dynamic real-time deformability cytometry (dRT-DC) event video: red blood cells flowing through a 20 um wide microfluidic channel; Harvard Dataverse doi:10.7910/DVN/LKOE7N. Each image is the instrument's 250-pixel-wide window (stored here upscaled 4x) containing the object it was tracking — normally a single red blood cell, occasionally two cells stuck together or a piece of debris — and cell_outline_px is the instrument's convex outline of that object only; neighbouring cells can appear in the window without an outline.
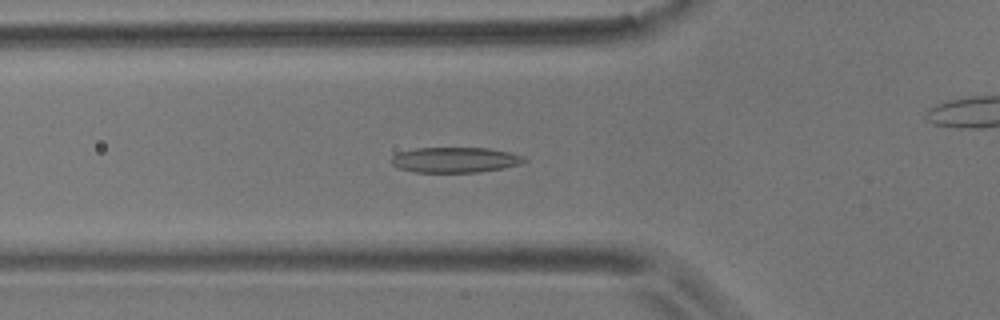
{"species": "common noctule bat (a hibernating species)", "species_latin": "Nyctalus noctula", "temperature_condition": "room temperature", "stored_images_in_passage": 43, "camera_frame_rate_fps": 3000, "um_per_image_px": 0.085, "animal": {"sex": "male", "body_mass_g": 17.9}, "frame": {"image": 1, "passage_image": 6, "time_ms": 1.667, "image_size_px": [1000, 320], "cell_outline_px": [[528, 160], [520, 164], [480, 172], [416, 172], [400, 168], [392, 164], [388, 160], [392, 156], [400, 152], [416, 148], [488, 148], [512, 152], [524, 156]], "centroid_in_image_um": [38.69, 13.58], "position_along_channel_um": 87.1, "area_um2": 19.65}}
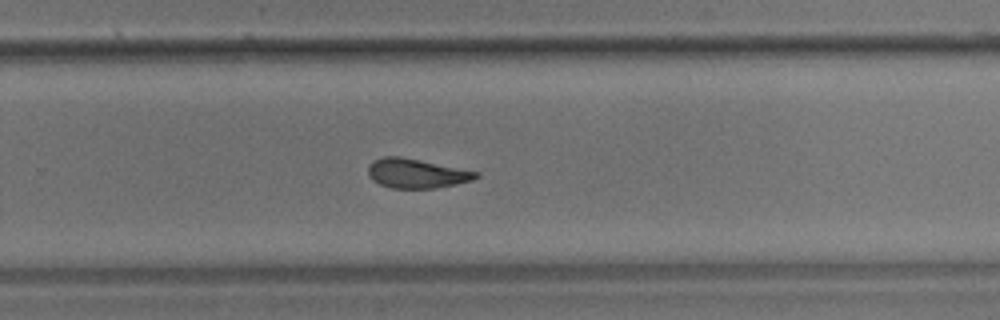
{"frame": {"image": 2, "passage_image": 23, "time_ms": 7.333, "image_size_px": [1000, 320], "cell_outline_px": [[480, 176], [472, 180], [456, 184], [436, 188], [392, 188], [380, 184], [372, 180], [368, 176], [368, 164], [372, 160], [384, 156], [400, 156], [480, 172]], "centroid_in_image_um": [35.38, 14.73], "position_along_channel_um": 294.4, "area_um2": 18.55}}
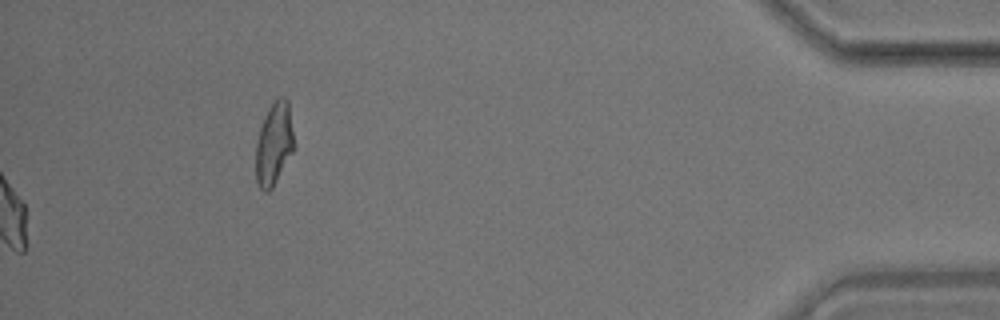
{"frame": {"image": 3, "passage_image": 43, "time_ms": 14.0, "image_size_px": [1000, 320], "cell_outline_px": [[292, 152], [272, 188], [268, 192], [264, 192], [260, 188], [256, 180], [256, 144], [260, 128], [268, 108], [280, 96], [284, 96], [288, 100], [292, 132]], "centroid_in_image_um": [23.26, 12.24], "position_along_channel_um": 411.9, "area_um2": 17.86}, "authors_computed_cell_mechanics": {"area_um2": 18.785, "velocity_mm_per_s": 3.6559, "shape_relaxation_time_tau1_ms": 7.4433, "shape_relaxation_time_tau2_ms": 2.4774, "deformation_change_tau1": 0.1883, "deformation_change_tau2": 0.1028}}